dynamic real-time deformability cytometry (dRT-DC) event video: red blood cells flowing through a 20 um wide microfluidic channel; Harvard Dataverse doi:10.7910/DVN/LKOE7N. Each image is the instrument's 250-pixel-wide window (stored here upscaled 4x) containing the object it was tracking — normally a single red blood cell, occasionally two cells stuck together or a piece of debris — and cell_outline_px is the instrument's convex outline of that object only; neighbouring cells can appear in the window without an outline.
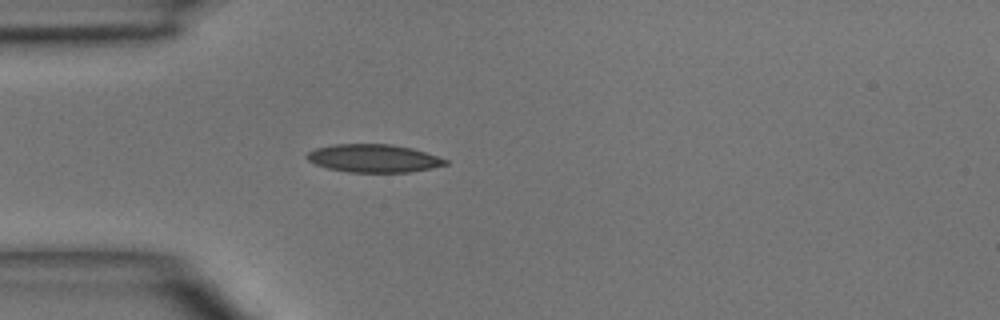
{"species": "common noctule bat (a hibernating species)", "species_latin": "Nyctalus noctula", "temperature_condition": "room temperature", "stored_images_in_passage": 2, "camera_frame_rate_fps": 3000, "um_per_image_px": 0.085, "animal": {"sex": "male", "body_mass_g": 15.6}, "frame": {"image": 1, "passage_image": 2, "time_ms": 1.333, "image_size_px": [1000, 320], "cell_outline_px": [[448, 164], [408, 172], [348, 172], [328, 168], [316, 164], [308, 160], [304, 156], [308, 152], [316, 148], [336, 144], [392, 144], [412, 148], [448, 160]], "centroid_in_image_um": [31.72, 13.45], "position_along_channel_um": 53.3, "area_um2": 22.37}}